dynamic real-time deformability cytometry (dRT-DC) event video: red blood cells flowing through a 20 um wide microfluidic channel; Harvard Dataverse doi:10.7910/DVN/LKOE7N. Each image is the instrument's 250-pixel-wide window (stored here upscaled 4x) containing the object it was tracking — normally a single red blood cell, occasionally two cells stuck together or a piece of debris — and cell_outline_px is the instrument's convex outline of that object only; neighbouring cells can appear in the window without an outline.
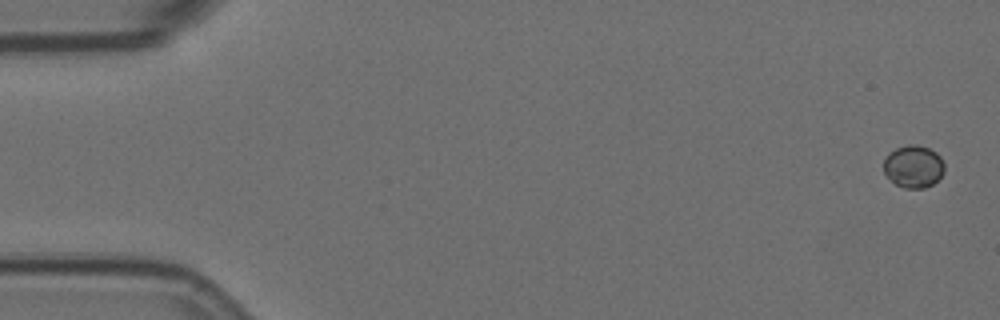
{"species": "Egyptian fruit bat (a non-hibernating species)", "species_latin": "Rousettus aegyptiacus", "temperature_condition": "room temperature", "stored_images_in_passage": 6, "camera_frame_rate_fps": 3000, "um_per_image_px": 0.085, "animal": {"sex": "female"}, "frame": {"image": 1, "passage_image": 1, "time_ms": 0.0, "image_size_px": [1000, 320], "cell_outline_px": [[944, 172], [932, 184], [924, 188], [904, 188], [896, 184], [884, 172], [884, 160], [888, 152], [896, 148], [908, 144], [916, 144], [928, 148], [936, 152], [940, 156], [944, 164]], "centroid_in_image_um": [77.64, 14.13], "position_along_channel_um": 7.4, "area_um2": 14.97}}